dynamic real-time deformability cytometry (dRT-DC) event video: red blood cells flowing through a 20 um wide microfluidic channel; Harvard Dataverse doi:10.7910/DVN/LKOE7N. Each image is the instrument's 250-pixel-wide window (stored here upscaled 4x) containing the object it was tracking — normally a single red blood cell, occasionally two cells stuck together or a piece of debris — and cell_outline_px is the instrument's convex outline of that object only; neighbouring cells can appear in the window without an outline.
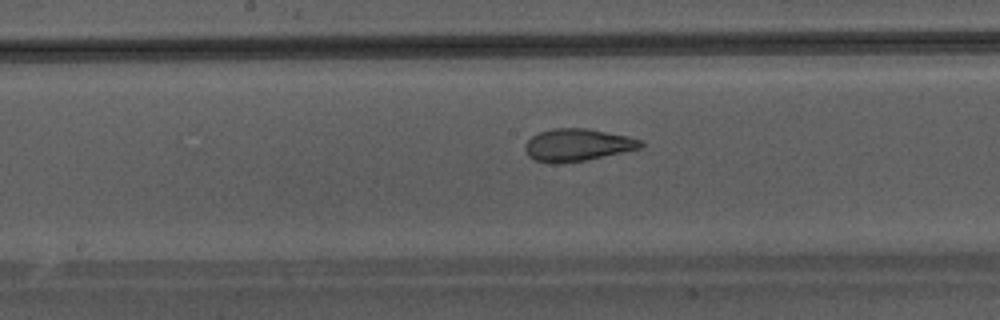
{"species": "Egyptian fruit bat (a non-hibernating species)", "species_latin": "Rousettus aegyptiacus", "temperature_condition": "warm", "stored_images_in_passage": 34, "camera_frame_rate_fps": 3000, "um_per_image_px": 0.085, "animal": {"sex": "male"}, "frame": {"image": 1, "passage_image": 20, "time_ms": 6.333, "image_size_px": [1000, 320], "cell_outline_px": [[644, 148], [584, 160], [536, 160], [528, 156], [524, 148], [524, 144], [532, 136], [540, 132], [552, 128], [588, 128], [628, 136], [644, 140]], "centroid_in_image_um": [49.17, 12.26], "position_along_channel_um": 199.0, "area_um2": 21.27}}